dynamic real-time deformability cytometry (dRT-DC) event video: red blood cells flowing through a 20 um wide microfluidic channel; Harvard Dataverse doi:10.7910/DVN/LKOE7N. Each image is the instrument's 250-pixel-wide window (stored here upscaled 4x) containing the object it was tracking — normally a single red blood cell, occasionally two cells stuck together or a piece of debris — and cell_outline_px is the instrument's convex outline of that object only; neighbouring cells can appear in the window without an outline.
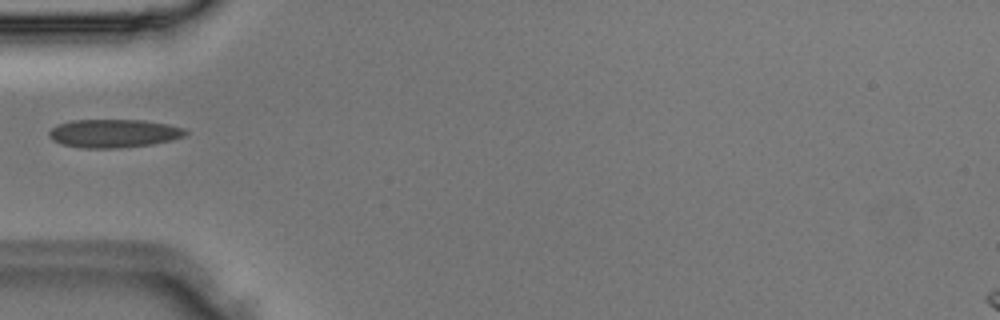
{"species": "Egyptian fruit bat (a non-hibernating species)", "species_latin": "Rousettus aegyptiacus", "temperature_condition": "room temperature", "stored_images_in_passage": 2, "camera_frame_rate_fps": 3000, "um_per_image_px": 0.085, "animal": {"sex": "male"}, "frame": {"image": 1, "passage_image": 2, "time_ms": 0.333, "image_size_px": [1000, 320], "cell_outline_px": [[188, 136], [172, 140], [152, 144], [120, 148], [80, 148], [64, 144], [52, 140], [48, 136], [48, 132], [52, 128], [60, 124], [72, 120], [144, 120], [168, 124], [184, 128], [188, 132]], "centroid_in_image_um": [9.71, 11.34], "position_along_channel_um": 75.3, "area_um2": 22.66}}